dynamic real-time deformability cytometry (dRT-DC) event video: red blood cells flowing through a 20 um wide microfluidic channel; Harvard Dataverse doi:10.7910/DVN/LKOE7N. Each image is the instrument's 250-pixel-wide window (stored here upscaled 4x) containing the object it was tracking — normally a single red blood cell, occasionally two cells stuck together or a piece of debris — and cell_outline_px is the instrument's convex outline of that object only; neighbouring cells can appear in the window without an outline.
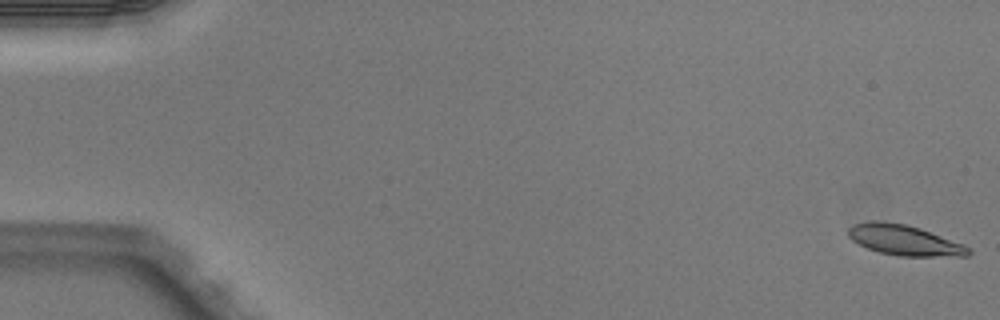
{"species": "Egyptian fruit bat (a non-hibernating species)", "species_latin": "Rousettus aegyptiacus", "temperature_condition": "warm", "stored_images_in_passage": 4, "camera_frame_rate_fps": 3000, "um_per_image_px": 0.085, "animal": {"sex": "male"}, "frame": {"image": 1, "passage_image": 1, "time_ms": 0.0, "image_size_px": [1000, 320], "cell_outline_px": [[972, 252], [968, 256], [900, 256], [880, 252], [868, 248], [852, 240], [848, 236], [848, 228], [852, 224], [868, 220], [880, 220], [908, 224], [920, 228], [964, 244]], "centroid_in_image_um": [76.85, 20.39], "position_along_channel_um": 8.2, "area_um2": 21.44}}
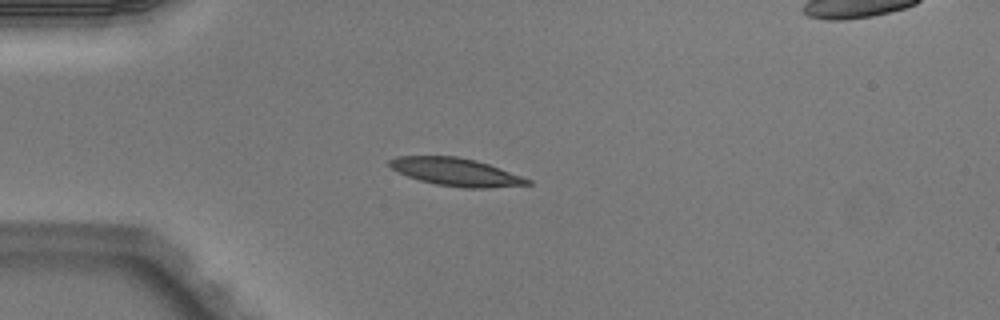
{"frame": {"image": 2, "passage_image": 4, "time_ms": 1.0, "image_size_px": [1000, 320], "cell_outline_px": [[532, 184], [488, 188], [464, 188], [436, 184], [420, 180], [396, 172], [388, 164], [388, 160], [396, 156], [456, 156], [476, 160], [500, 168], [532, 180]], "centroid_in_image_um": [38.74, 14.61], "position_along_channel_um": 46.3, "area_um2": 22.37}}